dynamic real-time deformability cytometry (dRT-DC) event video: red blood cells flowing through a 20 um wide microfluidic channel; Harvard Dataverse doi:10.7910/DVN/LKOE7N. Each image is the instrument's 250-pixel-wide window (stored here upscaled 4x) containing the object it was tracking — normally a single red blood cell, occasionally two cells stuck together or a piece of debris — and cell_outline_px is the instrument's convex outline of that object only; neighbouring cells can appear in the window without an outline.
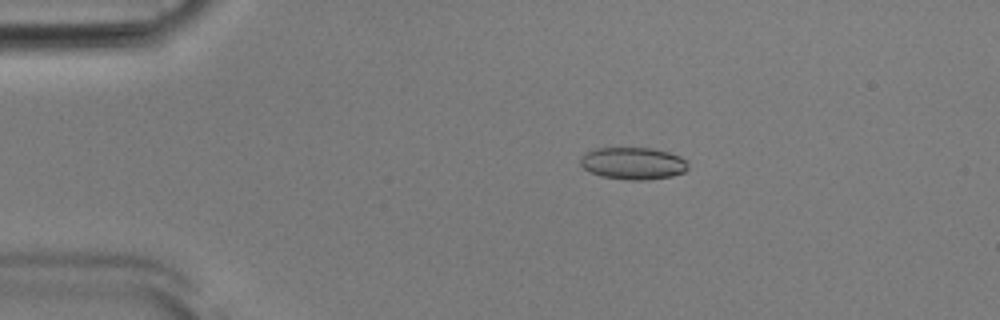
{"species": "Egyptian fruit bat (a non-hibernating species)", "species_latin": "Rousettus aegyptiacus", "temperature_condition": "room temperature", "stored_images_in_passage": 48, "camera_frame_rate_fps": 3000, "um_per_image_px": 0.085, "animal": {"sex": "male"}, "frame": {"image": 1, "passage_image": 6, "time_ms": 1.667, "image_size_px": [1000, 320], "cell_outline_px": [[688, 168], [684, 172], [672, 176], [648, 180], [628, 180], [600, 176], [584, 168], [580, 164], [580, 156], [584, 152], [596, 148], [652, 148], [668, 152], [680, 156], [688, 160]], "centroid_in_image_um": [53.82, 13.88], "position_along_channel_um": 31.2, "area_um2": 20.4}}
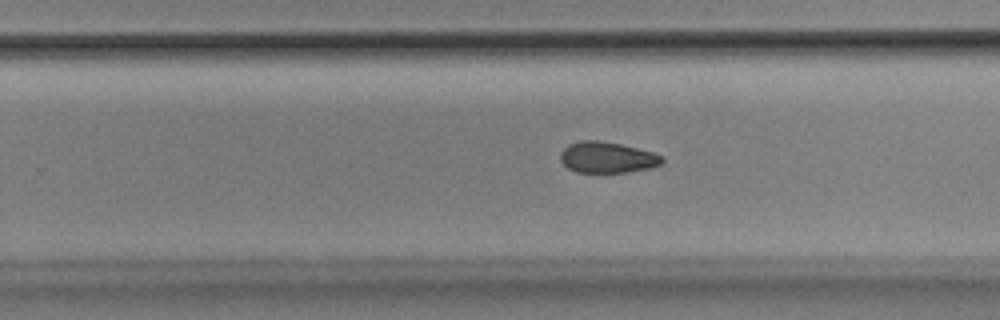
{"frame": {"image": 2, "passage_image": 29, "time_ms": 9.333, "image_size_px": [1000, 320], "cell_outline_px": [[664, 160], [660, 164], [648, 168], [628, 172], [576, 172], [568, 168], [560, 160], [560, 152], [568, 144], [580, 140], [596, 140], [620, 144], [652, 152], [660, 156]], "centroid_in_image_um": [51.56, 13.37], "position_along_channel_um": 278.2, "area_um2": 18.21}}
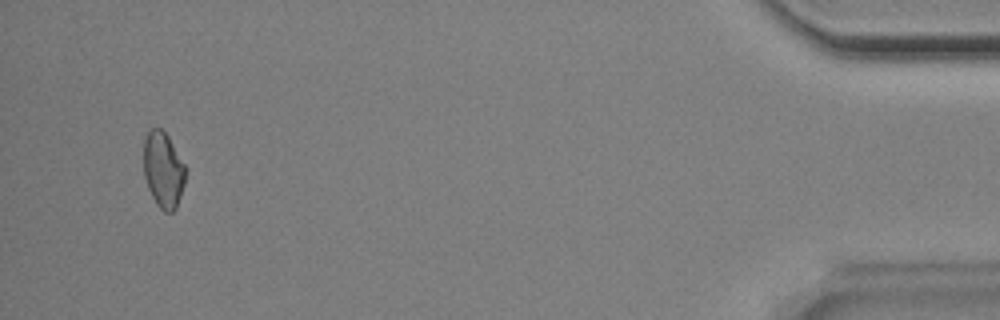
{"frame": {"image": 3, "passage_image": 46, "time_ms": 15.0, "image_size_px": [1000, 320], "cell_outline_px": [[184, 184], [176, 208], [172, 212], [164, 212], [156, 204], [148, 188], [144, 176], [144, 136], [152, 128], [160, 128], [168, 136], [184, 164]], "centroid_in_image_um": [13.85, 14.44], "position_along_channel_um": 421.3, "area_um2": 18.26}, "authors_computed_cell_mechanics": {"area_um2": 18.9873, "velocity_mm_per_s": 3.8914, "shape_relaxation_time_tau1_ms": 9.5707, "shape_relaxation_time_tau2_ms": null, "deformation_change_tau1": 0.1578, "deformation_change_tau2": null}}